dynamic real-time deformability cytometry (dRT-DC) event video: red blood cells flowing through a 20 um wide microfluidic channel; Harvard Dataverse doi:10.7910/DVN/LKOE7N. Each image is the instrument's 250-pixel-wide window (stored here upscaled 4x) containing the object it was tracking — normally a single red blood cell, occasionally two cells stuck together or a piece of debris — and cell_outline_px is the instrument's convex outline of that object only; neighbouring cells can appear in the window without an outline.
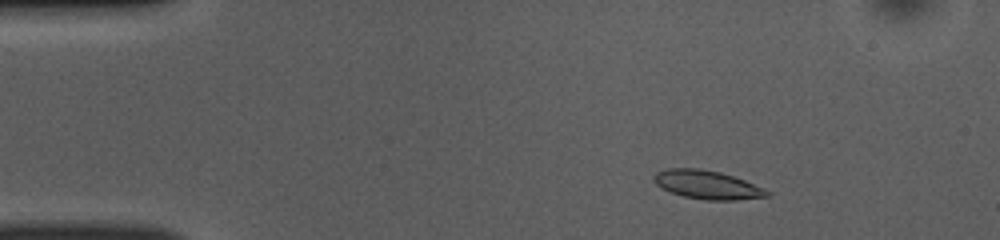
{"species": "common noctule bat (a hibernating species)", "species_latin": "Nyctalus noctula", "temperature_condition": "room temperature", "stored_images_in_passage": 48, "camera_frame_rate_fps": 3000, "um_per_image_px": 0.085, "animal": {"sex": "female", "body_mass_g": 10.0, "forearm_length_mm": 53.1}, "frame": {"image": 1, "passage_image": 5, "time_ms": 1.333, "image_size_px": [1000, 240], "cell_outline_px": [[772, 196], [736, 200], [708, 200], [684, 196], [672, 192], [656, 184], [652, 180], [652, 176], [656, 172], [668, 168], [700, 168], [720, 172], [744, 180], [764, 188], [772, 192]], "centroid_in_image_um": [60.14, 15.7], "position_along_channel_um": 24.9, "area_um2": 18.84}}
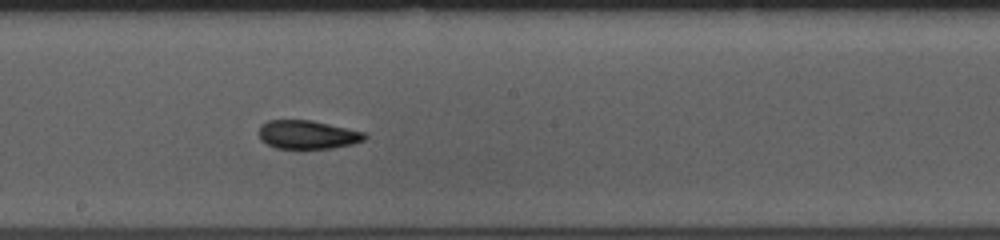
{"frame": {"image": 2, "passage_image": 25, "time_ms": 8.0, "image_size_px": [1000, 240], "cell_outline_px": [[368, 136], [364, 140], [352, 144], [332, 148], [276, 148], [260, 140], [260, 124], [268, 120], [312, 120], [348, 128], [364, 132]], "centroid_in_image_um": [26.15, 11.43], "position_along_channel_um": 222.1, "area_um2": 17.57}}
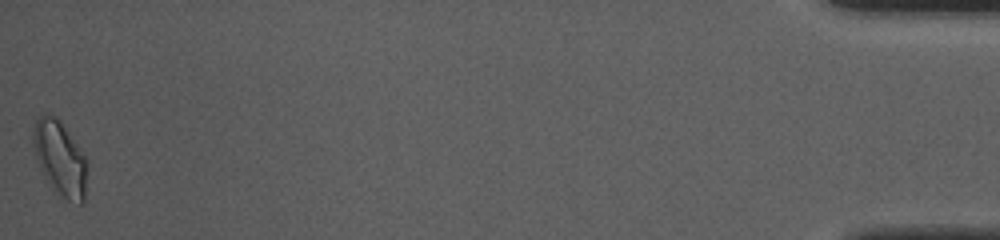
{"frame": {"image": 3, "passage_image": 48, "time_ms": 15.667, "image_size_px": [1000, 240], "cell_outline_px": [[88, 164], [84, 204], [80, 204], [68, 200], [48, 184], [36, 160], [32, 144], [32, 136], [36, 120], [40, 116], [48, 112], [56, 116], [60, 120], [84, 156]], "centroid_in_image_um": [5.09, 13.46], "position_along_channel_um": 430.1, "area_um2": 23.52}, "authors_computed_cell_mechanics": {"area_um2": 18.3226, "velocity_mm_per_s": 3.937, "shape_relaxation_time_tau1_ms": 4.7158, "shape_relaxation_time_tau2_ms": 2.5785, "deformation_change_tau1": 0.1341, "deformation_change_tau2": 0.0636}}